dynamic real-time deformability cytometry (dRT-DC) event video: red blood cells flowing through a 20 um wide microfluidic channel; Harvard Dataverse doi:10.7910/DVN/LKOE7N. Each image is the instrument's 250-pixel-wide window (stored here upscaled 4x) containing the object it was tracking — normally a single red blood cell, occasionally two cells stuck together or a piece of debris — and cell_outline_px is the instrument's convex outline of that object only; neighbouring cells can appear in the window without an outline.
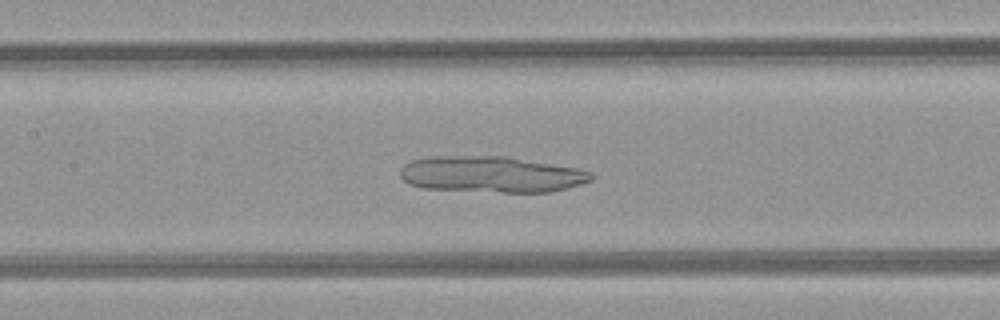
{"species": "common noctule bat (a hibernating species)", "species_latin": "Nyctalus noctula", "temperature_condition": "room temperature", "stored_images_in_passage": 43, "camera_frame_rate_fps": 3000, "um_per_image_px": 0.085, "animal": {"sex": "female", "body_mass_g": 21.9}, "frame": {"image": 1, "passage_image": 17, "time_ms": 5.333, "image_size_px": [1000, 320], "cell_outline_px": [[596, 176], [592, 180], [568, 188], [552, 192], [504, 192], [424, 188], [408, 184], [400, 176], [400, 168], [404, 164], [412, 160], [436, 156], [508, 156], [576, 168], [592, 172]], "centroid_in_image_um": [41.78, 14.82], "position_along_channel_um": 165.6, "area_um2": 40.34}}
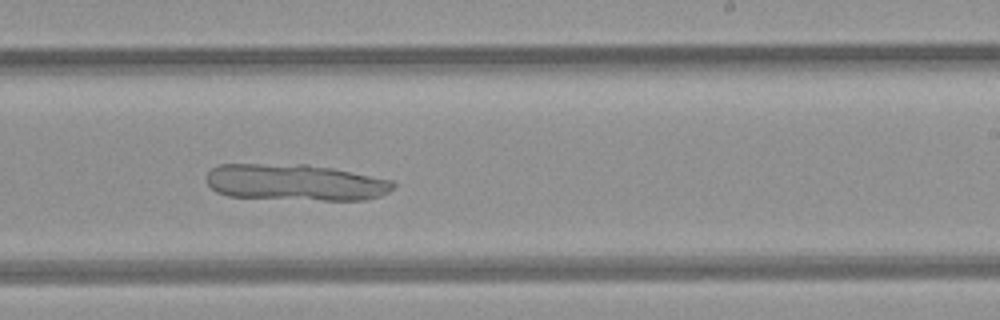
{"frame": {"image": 2, "passage_image": 24, "time_ms": 7.667, "image_size_px": [1000, 320], "cell_outline_px": [[396, 184], [388, 192], [380, 196], [364, 200], [320, 200], [228, 196], [216, 192], [208, 184], [208, 172], [212, 168], [220, 164], [308, 164], [332, 168], [392, 180]], "centroid_in_image_um": [25.11, 15.5], "position_along_channel_um": 263.9, "area_um2": 39.59}}
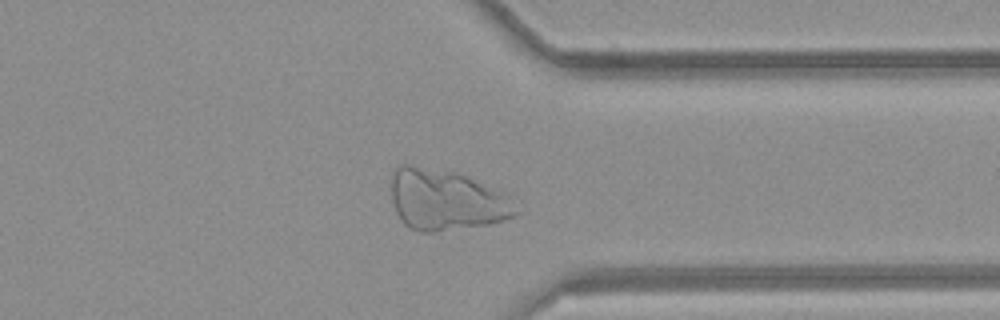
{"frame": {"image": 3, "passage_image": 32, "time_ms": 10.333, "image_size_px": [1000, 320], "cell_outline_px": [[520, 212], [512, 216], [488, 224], [432, 232], [420, 232], [408, 228], [400, 220], [396, 212], [392, 200], [392, 172], [396, 164], [412, 164], [456, 172], [512, 192]], "centroid_in_image_um": [37.97, 16.96], "position_along_channel_um": 373.4, "area_um2": 45.43}}